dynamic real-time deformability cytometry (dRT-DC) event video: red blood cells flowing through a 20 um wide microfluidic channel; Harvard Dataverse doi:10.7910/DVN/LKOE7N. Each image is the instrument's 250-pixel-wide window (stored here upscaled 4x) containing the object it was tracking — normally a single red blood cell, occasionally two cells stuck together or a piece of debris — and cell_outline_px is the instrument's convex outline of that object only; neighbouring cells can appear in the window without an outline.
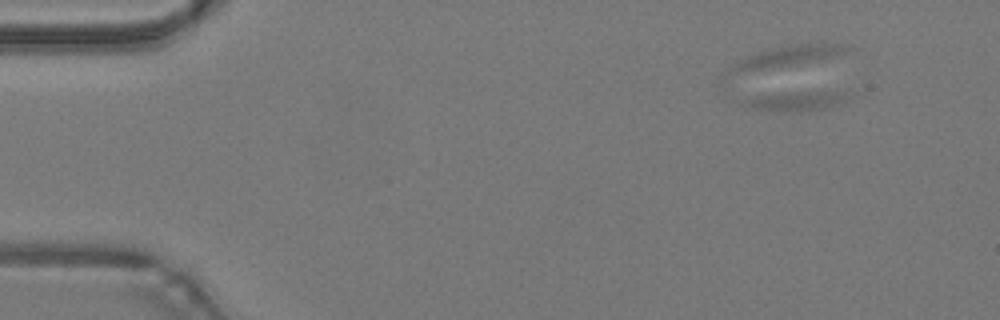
{"species": "common noctule bat (a hibernating species)", "species_latin": "Nyctalus noctula", "temperature_condition": "warm", "stored_images_in_passage": 60, "camera_frame_rate_fps": 3000, "um_per_image_px": 0.085, "animal": {"sex": "male", "body_mass_g": 19.2, "forearm_length_mm": 51.8}, "frame": {"image": 1, "passage_image": 7, "time_ms": 2.0, "image_size_px": [1000, 320], "cell_outline_px": [[852, 92], [848, 100], [844, 104], [828, 108], [800, 112], [780, 112], [748, 108], [740, 104], [736, 100], [756, 96], [800, 92]], "centroid_in_image_um": [67.67, 8.62], "position_along_channel_um": 17.3, "area_um2": 12.31}}
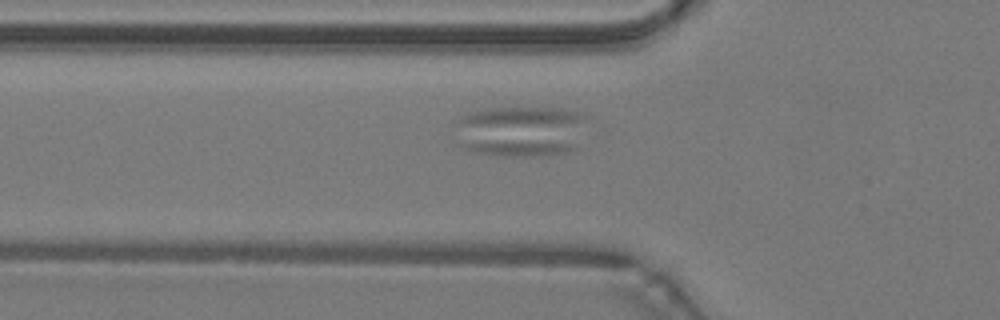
{"frame": {"image": 2, "passage_image": 22, "time_ms": 7.0, "image_size_px": [1000, 320], "cell_outline_px": [[576, 148], [572, 152], [548, 156], [504, 156], [472, 152], [464, 148], [460, 144], [480, 140], [496, 140], [568, 144]], "centroid_in_image_um": [43.97, 12.59], "position_along_channel_um": 81.8, "area_um2": 10.12}}